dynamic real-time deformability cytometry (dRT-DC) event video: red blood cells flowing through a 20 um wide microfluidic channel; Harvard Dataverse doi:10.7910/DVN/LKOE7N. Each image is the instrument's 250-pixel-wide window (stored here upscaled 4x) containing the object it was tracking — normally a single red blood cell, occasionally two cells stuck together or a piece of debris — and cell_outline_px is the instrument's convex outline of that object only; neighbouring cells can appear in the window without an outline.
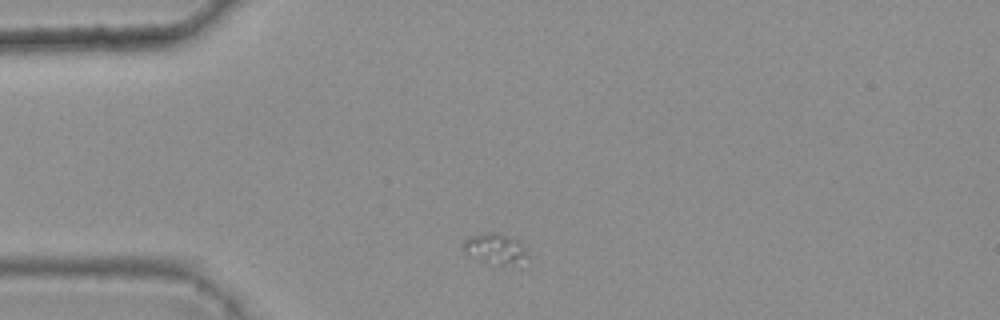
{"species": "common noctule bat (a hibernating species)", "species_latin": "Nyctalus noctula", "temperature_condition": "warm", "stored_images_in_passage": 2, "camera_frame_rate_fps": 3000, "um_per_image_px": 0.085, "animal": {"sex": "female", "body_mass_g": 25.1}, "frame": {"image": 1, "passage_image": 1, "time_ms": 0.0, "image_size_px": [1000, 320], "cell_outline_px": [[528, 256], [504, 264], [500, 264], [468, 252], [464, 248], [464, 240], [468, 236], [488, 232], [500, 232], [516, 236], [520, 240]], "centroid_in_image_um": [42.14, 20.99], "position_along_channel_um": 42.9, "area_um2": 10.52}}